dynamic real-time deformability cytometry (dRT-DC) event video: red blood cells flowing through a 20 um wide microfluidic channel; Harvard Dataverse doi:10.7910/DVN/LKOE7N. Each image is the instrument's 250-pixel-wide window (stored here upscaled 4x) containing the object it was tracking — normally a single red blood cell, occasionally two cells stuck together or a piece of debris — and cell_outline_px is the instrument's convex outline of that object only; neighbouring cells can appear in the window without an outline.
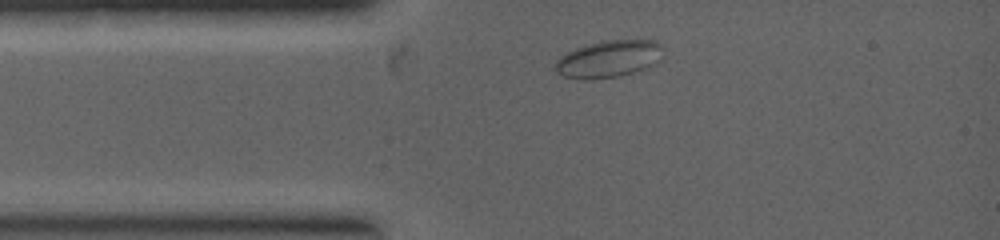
{"species": "common noctule bat (a hibernating species)", "species_latin": "Nyctalus noctula", "temperature_condition": "warm", "stored_images_in_passage": 3, "camera_frame_rate_fps": 5000, "um_per_image_px": 0.085, "animal": {"sex": "female", "body_mass_g": 19.0, "forearm_length_mm": 53.3}, "frame": {"image": 1, "passage_image": 1, "time_ms": 0.0, "image_size_px": [1000, 240], "cell_outline_px": [[660, 60], [644, 68], [620, 76], [564, 76], [556, 72], [556, 60], [560, 56], [576, 48], [600, 40], [656, 40], [660, 44]], "centroid_in_image_um": [51.76, 4.94], "position_along_channel_um": 33.2, "area_um2": 22.2}}
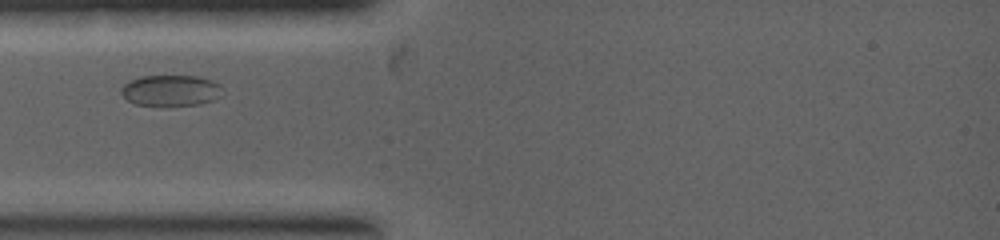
{"frame": {"image": 2, "passage_image": 2, "time_ms": 0.8, "image_size_px": [1000, 240], "cell_outline_px": [[224, 88], [220, 96], [212, 100], [200, 104], [164, 108], [136, 104], [128, 100], [120, 92], [120, 88], [124, 84], [140, 76], [196, 76], [212, 80], [220, 84]], "centroid_in_image_um": [14.53, 7.73], "position_along_channel_um": 70.5, "area_um2": 18.9}}
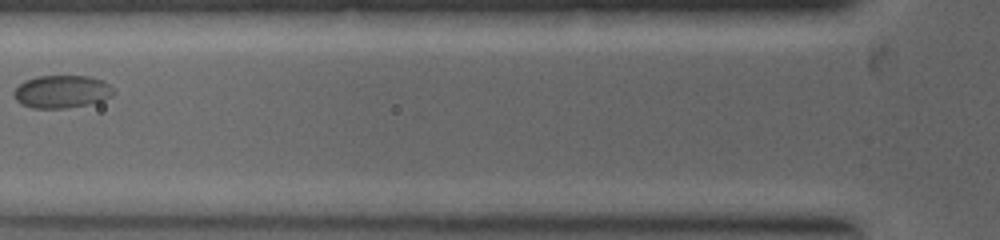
{"frame": {"image": 3, "passage_image": 3, "time_ms": 1.6, "image_size_px": [1000, 240], "cell_outline_px": [[116, 92], [112, 96], [104, 100], [88, 104], [64, 108], [32, 108], [20, 104], [12, 96], [12, 92], [24, 80], [36, 76], [88, 76], [100, 80], [108, 84]], "centroid_in_image_um": [5.21, 7.79], "position_along_channel_um": 120.6, "area_um2": 19.13}}